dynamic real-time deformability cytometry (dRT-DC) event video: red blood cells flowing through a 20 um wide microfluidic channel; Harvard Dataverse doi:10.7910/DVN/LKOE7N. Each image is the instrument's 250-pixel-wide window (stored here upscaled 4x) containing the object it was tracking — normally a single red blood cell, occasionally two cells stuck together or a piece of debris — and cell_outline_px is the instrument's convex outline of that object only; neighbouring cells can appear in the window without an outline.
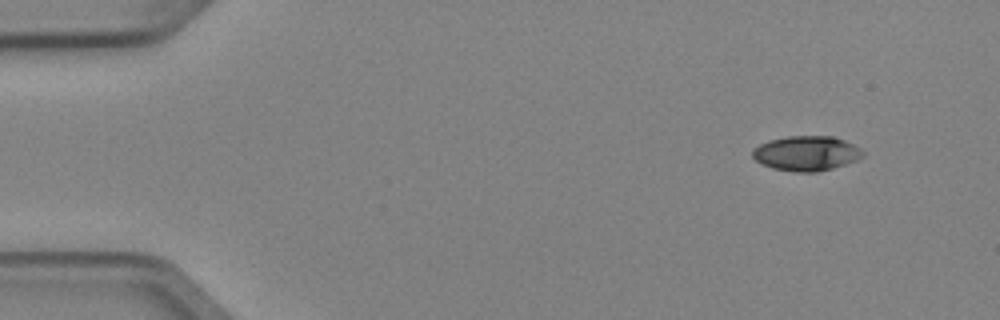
{"species": "Egyptian fruit bat (a non-hibernating species)", "species_latin": "Rousettus aegyptiacus", "temperature_condition": "cold", "stored_images_in_passage": 4, "camera_frame_rate_fps": 3000, "um_per_image_px": 0.085, "animal": {"sex": "female"}, "frame": {"image": 1, "passage_image": 1, "time_ms": 0.0, "image_size_px": [1000, 320], "cell_outline_px": [[864, 156], [856, 160], [832, 168], [816, 172], [792, 172], [772, 168], [756, 160], [752, 156], [752, 152], [760, 144], [768, 140], [788, 136], [832, 136], [844, 140], [860, 148], [864, 152]], "centroid_in_image_um": [68.55, 13.03], "position_along_channel_um": 16.5, "area_um2": 22.25}}
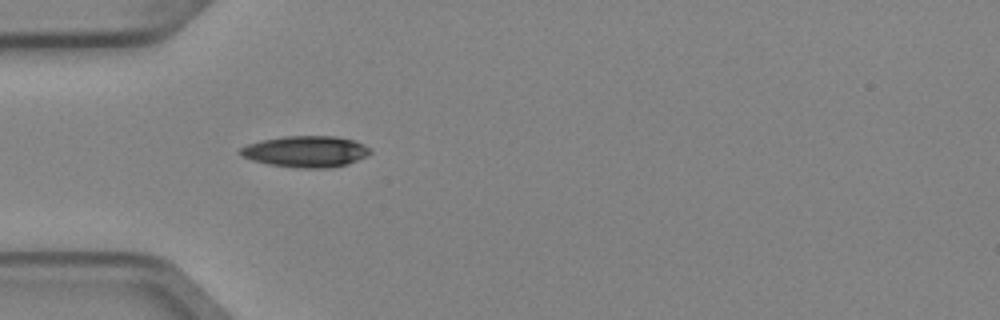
{"frame": {"image": 2, "passage_image": 4, "time_ms": 1.0, "image_size_px": [1000, 320], "cell_outline_px": [[372, 152], [356, 160], [344, 164], [324, 168], [300, 168], [268, 164], [252, 160], [240, 156], [236, 152], [240, 148], [248, 144], [264, 140], [284, 136], [336, 136], [356, 140], [364, 144]], "centroid_in_image_um": [25.95, 12.87], "position_along_channel_um": 59.1, "area_um2": 23.52}}